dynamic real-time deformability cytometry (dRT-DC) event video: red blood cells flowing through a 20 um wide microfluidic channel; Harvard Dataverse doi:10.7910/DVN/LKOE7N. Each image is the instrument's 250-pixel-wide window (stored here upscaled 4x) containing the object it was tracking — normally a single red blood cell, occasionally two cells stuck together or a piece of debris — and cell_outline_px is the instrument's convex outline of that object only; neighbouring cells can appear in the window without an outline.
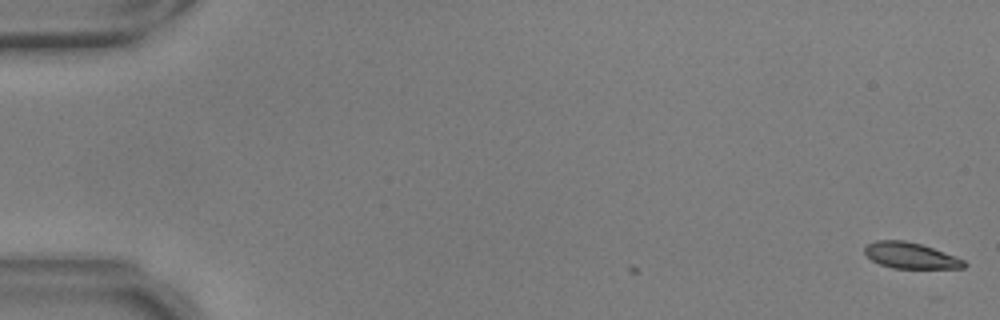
{"species": "common noctule bat (a hibernating species)", "species_latin": "Nyctalus noctula", "temperature_condition": "warm", "stored_images_in_passage": 4, "camera_frame_rate_fps": 3000, "um_per_image_px": 0.085, "animal": {"sex": "male", "body_mass_g": 17.9, "forearm_length_mm": 54.2}, "frame": {"image": 1, "passage_image": 1, "time_ms": 0.0, "image_size_px": [1000, 320], "cell_outline_px": [[968, 264], [964, 268], [892, 268], [880, 264], [872, 260], [864, 252], [864, 248], [868, 244], [876, 240], [904, 240], [920, 244], [956, 256], [964, 260]], "centroid_in_image_um": [77.41, 21.72], "position_along_channel_um": 7.6, "area_um2": 14.97}}